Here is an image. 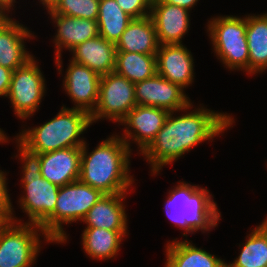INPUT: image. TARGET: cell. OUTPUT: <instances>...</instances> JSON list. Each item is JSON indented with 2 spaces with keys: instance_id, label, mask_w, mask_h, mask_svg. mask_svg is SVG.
I'll return each instance as SVG.
<instances>
[{
  "instance_id": "obj_1",
  "label": "cell",
  "mask_w": 267,
  "mask_h": 267,
  "mask_svg": "<svg viewBox=\"0 0 267 267\" xmlns=\"http://www.w3.org/2000/svg\"><path fill=\"white\" fill-rule=\"evenodd\" d=\"M173 114L174 112L168 114L163 127L140 153L150 163L153 175L199 143L224 133L234 123L231 115L204 107L177 117Z\"/></svg>"
},
{
  "instance_id": "obj_2",
  "label": "cell",
  "mask_w": 267,
  "mask_h": 267,
  "mask_svg": "<svg viewBox=\"0 0 267 267\" xmlns=\"http://www.w3.org/2000/svg\"><path fill=\"white\" fill-rule=\"evenodd\" d=\"M81 147L79 180L103 194L128 193L134 179L130 175L131 149L121 136H111L88 154Z\"/></svg>"
},
{
  "instance_id": "obj_3",
  "label": "cell",
  "mask_w": 267,
  "mask_h": 267,
  "mask_svg": "<svg viewBox=\"0 0 267 267\" xmlns=\"http://www.w3.org/2000/svg\"><path fill=\"white\" fill-rule=\"evenodd\" d=\"M90 125L92 123L87 112L63 106L54 118L41 126L23 130L15 139L38 154L82 147L86 141L79 137Z\"/></svg>"
},
{
  "instance_id": "obj_4",
  "label": "cell",
  "mask_w": 267,
  "mask_h": 267,
  "mask_svg": "<svg viewBox=\"0 0 267 267\" xmlns=\"http://www.w3.org/2000/svg\"><path fill=\"white\" fill-rule=\"evenodd\" d=\"M178 183L168 192L165 210L169 220L184 229L183 236L198 230L210 231L217 226L221 214L209 190L185 182Z\"/></svg>"
},
{
  "instance_id": "obj_5",
  "label": "cell",
  "mask_w": 267,
  "mask_h": 267,
  "mask_svg": "<svg viewBox=\"0 0 267 267\" xmlns=\"http://www.w3.org/2000/svg\"><path fill=\"white\" fill-rule=\"evenodd\" d=\"M17 145L18 157L23 163L21 184L25 191L19 203L29 217L28 223L41 227L54 214L60 187L42 177L40 154L28 150L19 141Z\"/></svg>"
},
{
  "instance_id": "obj_6",
  "label": "cell",
  "mask_w": 267,
  "mask_h": 267,
  "mask_svg": "<svg viewBox=\"0 0 267 267\" xmlns=\"http://www.w3.org/2000/svg\"><path fill=\"white\" fill-rule=\"evenodd\" d=\"M103 195L101 191L80 180L60 187L54 214L41 226V229L53 242H66L67 236L62 224L82 221Z\"/></svg>"
},
{
  "instance_id": "obj_7",
  "label": "cell",
  "mask_w": 267,
  "mask_h": 267,
  "mask_svg": "<svg viewBox=\"0 0 267 267\" xmlns=\"http://www.w3.org/2000/svg\"><path fill=\"white\" fill-rule=\"evenodd\" d=\"M211 20L208 22L207 31L218 59L230 70L241 69L249 74L246 17L227 15Z\"/></svg>"
},
{
  "instance_id": "obj_8",
  "label": "cell",
  "mask_w": 267,
  "mask_h": 267,
  "mask_svg": "<svg viewBox=\"0 0 267 267\" xmlns=\"http://www.w3.org/2000/svg\"><path fill=\"white\" fill-rule=\"evenodd\" d=\"M18 221L11 220L0 231V267H31L41 248L38 232L53 243L40 226Z\"/></svg>"
},
{
  "instance_id": "obj_9",
  "label": "cell",
  "mask_w": 267,
  "mask_h": 267,
  "mask_svg": "<svg viewBox=\"0 0 267 267\" xmlns=\"http://www.w3.org/2000/svg\"><path fill=\"white\" fill-rule=\"evenodd\" d=\"M135 84L115 71L101 76L99 99L91 123L106 118L119 122L137 105Z\"/></svg>"
},
{
  "instance_id": "obj_10",
  "label": "cell",
  "mask_w": 267,
  "mask_h": 267,
  "mask_svg": "<svg viewBox=\"0 0 267 267\" xmlns=\"http://www.w3.org/2000/svg\"><path fill=\"white\" fill-rule=\"evenodd\" d=\"M45 78L35 58L12 73L8 97L14 114L22 120L34 115L45 94Z\"/></svg>"
},
{
  "instance_id": "obj_11",
  "label": "cell",
  "mask_w": 267,
  "mask_h": 267,
  "mask_svg": "<svg viewBox=\"0 0 267 267\" xmlns=\"http://www.w3.org/2000/svg\"><path fill=\"white\" fill-rule=\"evenodd\" d=\"M134 92L137 105L158 107L169 113L187 112L193 107L184 89L158 74L136 83Z\"/></svg>"
},
{
  "instance_id": "obj_12",
  "label": "cell",
  "mask_w": 267,
  "mask_h": 267,
  "mask_svg": "<svg viewBox=\"0 0 267 267\" xmlns=\"http://www.w3.org/2000/svg\"><path fill=\"white\" fill-rule=\"evenodd\" d=\"M168 114V111L158 107L136 105L120 121L121 124L127 126L121 138L127 143L129 149L130 139L137 143L141 153L163 127Z\"/></svg>"
},
{
  "instance_id": "obj_13",
  "label": "cell",
  "mask_w": 267,
  "mask_h": 267,
  "mask_svg": "<svg viewBox=\"0 0 267 267\" xmlns=\"http://www.w3.org/2000/svg\"><path fill=\"white\" fill-rule=\"evenodd\" d=\"M63 80L65 92L74 102L75 109L87 112L95 110L99 99V82L101 76L86 67L70 61Z\"/></svg>"
},
{
  "instance_id": "obj_14",
  "label": "cell",
  "mask_w": 267,
  "mask_h": 267,
  "mask_svg": "<svg viewBox=\"0 0 267 267\" xmlns=\"http://www.w3.org/2000/svg\"><path fill=\"white\" fill-rule=\"evenodd\" d=\"M189 13V10L163 0L151 1L150 16L160 45L182 44V38L190 27Z\"/></svg>"
},
{
  "instance_id": "obj_15",
  "label": "cell",
  "mask_w": 267,
  "mask_h": 267,
  "mask_svg": "<svg viewBox=\"0 0 267 267\" xmlns=\"http://www.w3.org/2000/svg\"><path fill=\"white\" fill-rule=\"evenodd\" d=\"M157 74L186 89L194 77L192 54L183 44L159 45L156 54Z\"/></svg>"
},
{
  "instance_id": "obj_16",
  "label": "cell",
  "mask_w": 267,
  "mask_h": 267,
  "mask_svg": "<svg viewBox=\"0 0 267 267\" xmlns=\"http://www.w3.org/2000/svg\"><path fill=\"white\" fill-rule=\"evenodd\" d=\"M47 12L58 27L54 43L56 47V66L60 74L62 71V49L71 51L77 45L98 36L99 28L97 21L59 15L51 13L48 9Z\"/></svg>"
},
{
  "instance_id": "obj_17",
  "label": "cell",
  "mask_w": 267,
  "mask_h": 267,
  "mask_svg": "<svg viewBox=\"0 0 267 267\" xmlns=\"http://www.w3.org/2000/svg\"><path fill=\"white\" fill-rule=\"evenodd\" d=\"M40 162L42 177L62 187L79 180L81 147H70L40 154Z\"/></svg>"
},
{
  "instance_id": "obj_18",
  "label": "cell",
  "mask_w": 267,
  "mask_h": 267,
  "mask_svg": "<svg viewBox=\"0 0 267 267\" xmlns=\"http://www.w3.org/2000/svg\"><path fill=\"white\" fill-rule=\"evenodd\" d=\"M32 37L35 36L27 27L7 15L0 22V65L14 71L33 58L24 44V40Z\"/></svg>"
},
{
  "instance_id": "obj_19",
  "label": "cell",
  "mask_w": 267,
  "mask_h": 267,
  "mask_svg": "<svg viewBox=\"0 0 267 267\" xmlns=\"http://www.w3.org/2000/svg\"><path fill=\"white\" fill-rule=\"evenodd\" d=\"M70 52L73 53L72 61L85 65L100 76L115 70V44L100 35L77 45Z\"/></svg>"
},
{
  "instance_id": "obj_20",
  "label": "cell",
  "mask_w": 267,
  "mask_h": 267,
  "mask_svg": "<svg viewBox=\"0 0 267 267\" xmlns=\"http://www.w3.org/2000/svg\"><path fill=\"white\" fill-rule=\"evenodd\" d=\"M127 193L104 194L83 218L87 227L111 231H127V215L123 200Z\"/></svg>"
},
{
  "instance_id": "obj_21",
  "label": "cell",
  "mask_w": 267,
  "mask_h": 267,
  "mask_svg": "<svg viewBox=\"0 0 267 267\" xmlns=\"http://www.w3.org/2000/svg\"><path fill=\"white\" fill-rule=\"evenodd\" d=\"M157 32L150 15L132 19L115 44L117 52L156 55L159 49Z\"/></svg>"
},
{
  "instance_id": "obj_22",
  "label": "cell",
  "mask_w": 267,
  "mask_h": 267,
  "mask_svg": "<svg viewBox=\"0 0 267 267\" xmlns=\"http://www.w3.org/2000/svg\"><path fill=\"white\" fill-rule=\"evenodd\" d=\"M166 267H226V262L197 248L187 239L169 242L166 245Z\"/></svg>"
},
{
  "instance_id": "obj_23",
  "label": "cell",
  "mask_w": 267,
  "mask_h": 267,
  "mask_svg": "<svg viewBox=\"0 0 267 267\" xmlns=\"http://www.w3.org/2000/svg\"><path fill=\"white\" fill-rule=\"evenodd\" d=\"M246 39L249 51V74L267 69V13L246 16Z\"/></svg>"
},
{
  "instance_id": "obj_24",
  "label": "cell",
  "mask_w": 267,
  "mask_h": 267,
  "mask_svg": "<svg viewBox=\"0 0 267 267\" xmlns=\"http://www.w3.org/2000/svg\"><path fill=\"white\" fill-rule=\"evenodd\" d=\"M126 234L127 231L85 227L82 233L83 250L91 259H111L119 252L121 241Z\"/></svg>"
},
{
  "instance_id": "obj_25",
  "label": "cell",
  "mask_w": 267,
  "mask_h": 267,
  "mask_svg": "<svg viewBox=\"0 0 267 267\" xmlns=\"http://www.w3.org/2000/svg\"><path fill=\"white\" fill-rule=\"evenodd\" d=\"M114 71L136 84L157 74L156 55L116 52Z\"/></svg>"
},
{
  "instance_id": "obj_26",
  "label": "cell",
  "mask_w": 267,
  "mask_h": 267,
  "mask_svg": "<svg viewBox=\"0 0 267 267\" xmlns=\"http://www.w3.org/2000/svg\"><path fill=\"white\" fill-rule=\"evenodd\" d=\"M244 244L240 255L226 267H267V218L251 231Z\"/></svg>"
},
{
  "instance_id": "obj_27",
  "label": "cell",
  "mask_w": 267,
  "mask_h": 267,
  "mask_svg": "<svg viewBox=\"0 0 267 267\" xmlns=\"http://www.w3.org/2000/svg\"><path fill=\"white\" fill-rule=\"evenodd\" d=\"M132 20L115 0H100L97 24L99 35L116 44Z\"/></svg>"
},
{
  "instance_id": "obj_28",
  "label": "cell",
  "mask_w": 267,
  "mask_h": 267,
  "mask_svg": "<svg viewBox=\"0 0 267 267\" xmlns=\"http://www.w3.org/2000/svg\"><path fill=\"white\" fill-rule=\"evenodd\" d=\"M100 0H56L48 8L51 13L97 21Z\"/></svg>"
},
{
  "instance_id": "obj_29",
  "label": "cell",
  "mask_w": 267,
  "mask_h": 267,
  "mask_svg": "<svg viewBox=\"0 0 267 267\" xmlns=\"http://www.w3.org/2000/svg\"><path fill=\"white\" fill-rule=\"evenodd\" d=\"M120 8L132 19L150 15L152 0H115Z\"/></svg>"
},
{
  "instance_id": "obj_30",
  "label": "cell",
  "mask_w": 267,
  "mask_h": 267,
  "mask_svg": "<svg viewBox=\"0 0 267 267\" xmlns=\"http://www.w3.org/2000/svg\"><path fill=\"white\" fill-rule=\"evenodd\" d=\"M13 71L0 65V96H7Z\"/></svg>"
},
{
  "instance_id": "obj_31",
  "label": "cell",
  "mask_w": 267,
  "mask_h": 267,
  "mask_svg": "<svg viewBox=\"0 0 267 267\" xmlns=\"http://www.w3.org/2000/svg\"><path fill=\"white\" fill-rule=\"evenodd\" d=\"M6 174L0 170V205H12L6 184Z\"/></svg>"
},
{
  "instance_id": "obj_32",
  "label": "cell",
  "mask_w": 267,
  "mask_h": 267,
  "mask_svg": "<svg viewBox=\"0 0 267 267\" xmlns=\"http://www.w3.org/2000/svg\"><path fill=\"white\" fill-rule=\"evenodd\" d=\"M12 205H0V231L11 221L13 216Z\"/></svg>"
},
{
  "instance_id": "obj_33",
  "label": "cell",
  "mask_w": 267,
  "mask_h": 267,
  "mask_svg": "<svg viewBox=\"0 0 267 267\" xmlns=\"http://www.w3.org/2000/svg\"><path fill=\"white\" fill-rule=\"evenodd\" d=\"M164 2L171 4V5H177L181 8H184L186 10H190L191 8L196 5V3L199 0H163Z\"/></svg>"
},
{
  "instance_id": "obj_34",
  "label": "cell",
  "mask_w": 267,
  "mask_h": 267,
  "mask_svg": "<svg viewBox=\"0 0 267 267\" xmlns=\"http://www.w3.org/2000/svg\"><path fill=\"white\" fill-rule=\"evenodd\" d=\"M15 0H0V9L5 13H9L11 7L14 6Z\"/></svg>"
},
{
  "instance_id": "obj_35",
  "label": "cell",
  "mask_w": 267,
  "mask_h": 267,
  "mask_svg": "<svg viewBox=\"0 0 267 267\" xmlns=\"http://www.w3.org/2000/svg\"><path fill=\"white\" fill-rule=\"evenodd\" d=\"M56 0H40L41 4L46 7V9L50 8Z\"/></svg>"
},
{
  "instance_id": "obj_36",
  "label": "cell",
  "mask_w": 267,
  "mask_h": 267,
  "mask_svg": "<svg viewBox=\"0 0 267 267\" xmlns=\"http://www.w3.org/2000/svg\"><path fill=\"white\" fill-rule=\"evenodd\" d=\"M7 136L4 134V131L0 128V143L7 142Z\"/></svg>"
},
{
  "instance_id": "obj_37",
  "label": "cell",
  "mask_w": 267,
  "mask_h": 267,
  "mask_svg": "<svg viewBox=\"0 0 267 267\" xmlns=\"http://www.w3.org/2000/svg\"><path fill=\"white\" fill-rule=\"evenodd\" d=\"M7 16L6 13H4L1 9H0V22H2V20Z\"/></svg>"
}]
</instances>
